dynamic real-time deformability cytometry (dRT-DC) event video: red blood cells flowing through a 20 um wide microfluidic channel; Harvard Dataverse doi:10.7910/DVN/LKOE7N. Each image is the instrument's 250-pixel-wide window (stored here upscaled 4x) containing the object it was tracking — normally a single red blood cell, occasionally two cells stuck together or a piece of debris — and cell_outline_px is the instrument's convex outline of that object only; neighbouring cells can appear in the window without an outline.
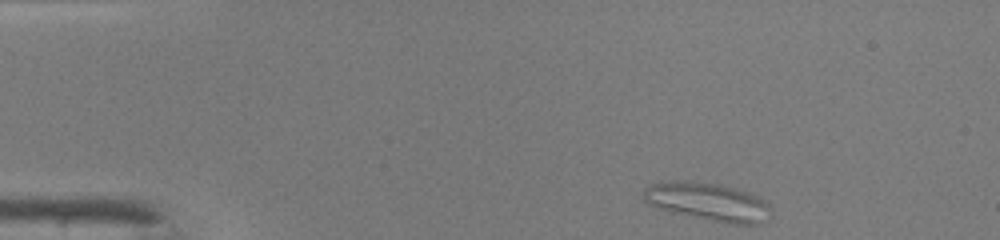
{"species": "common noctule bat (a hibernating species)", "species_latin": "Nyctalus noctula", "temperature_condition": "warm", "stored_images_in_passage": 42, "segment_of_instrument_passage": [1, 2], "camera_frame_rate_fps": 3000, "um_per_image_px": 0.085, "animal": {"sex": "male", "body_mass_g": 19.0, "forearm_length_mm": 50.8}, "frame": {"image": 1, "passage_image": 1, "time_ms": 0.0, "image_size_px": [1000, 240], "cell_outline_px": [[772, 208], [768, 220], [760, 224], [732, 224], [672, 212], [648, 204], [644, 200], [644, 188], [648, 184], [668, 180], [684, 180], [720, 184], [736, 188], [760, 196]], "centroid_in_image_um": [60.2, 17.13], "position_along_channel_um": 24.8, "area_um2": 28.61}}